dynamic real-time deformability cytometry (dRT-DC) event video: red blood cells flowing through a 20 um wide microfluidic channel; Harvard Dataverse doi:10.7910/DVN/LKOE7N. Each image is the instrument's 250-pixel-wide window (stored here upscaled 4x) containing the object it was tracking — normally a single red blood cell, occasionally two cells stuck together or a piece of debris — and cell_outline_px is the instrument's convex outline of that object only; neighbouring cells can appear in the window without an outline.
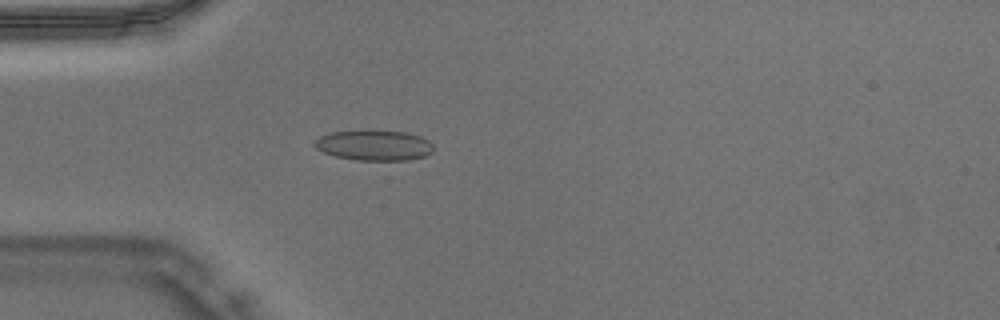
{"species": "Egyptian fruit bat (a non-hibernating species)", "species_latin": "Rousettus aegyptiacus", "temperature_condition": "warm", "stored_images_in_passage": 47, "camera_frame_rate_fps": 3000, "um_per_image_px": 0.085, "animal": {"sex": "male"}, "frame": {"image": 1, "passage_image": 14, "time_ms": 4.333, "image_size_px": [1000, 320], "cell_outline_px": [[432, 152], [424, 156], [408, 160], [356, 160], [336, 156], [324, 152], [316, 148], [312, 144], [320, 136], [328, 132], [368, 128], [404, 132], [420, 136], [428, 140], [432, 144]], "centroid_in_image_um": [31.76, 12.31], "position_along_channel_um": 53.2, "area_um2": 21.56}}
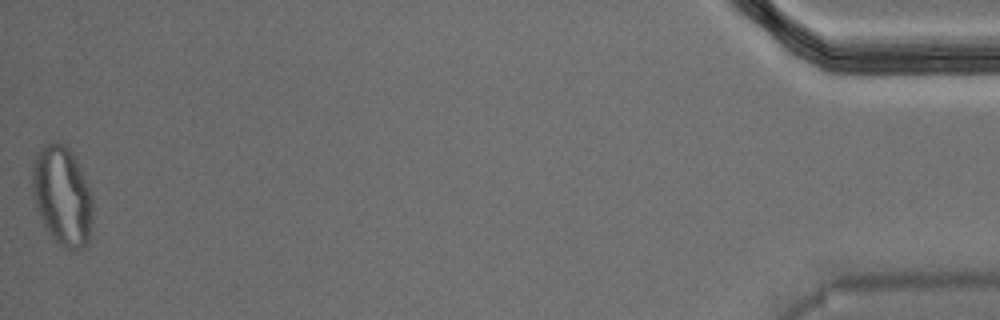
{"frame": {"image": 2, "passage_image": 47, "time_ms": 15.333, "image_size_px": [1000, 320], "cell_outline_px": [[92, 220], [88, 244], [84, 248], [68, 248], [60, 244], [44, 228], [36, 208], [32, 196], [32, 160], [36, 152], [44, 144], [64, 144], [72, 152], [80, 168], [88, 188], [92, 200]], "centroid_in_image_um": [5.25, 16.64], "position_along_channel_um": 429.9, "area_um2": 34.85}}